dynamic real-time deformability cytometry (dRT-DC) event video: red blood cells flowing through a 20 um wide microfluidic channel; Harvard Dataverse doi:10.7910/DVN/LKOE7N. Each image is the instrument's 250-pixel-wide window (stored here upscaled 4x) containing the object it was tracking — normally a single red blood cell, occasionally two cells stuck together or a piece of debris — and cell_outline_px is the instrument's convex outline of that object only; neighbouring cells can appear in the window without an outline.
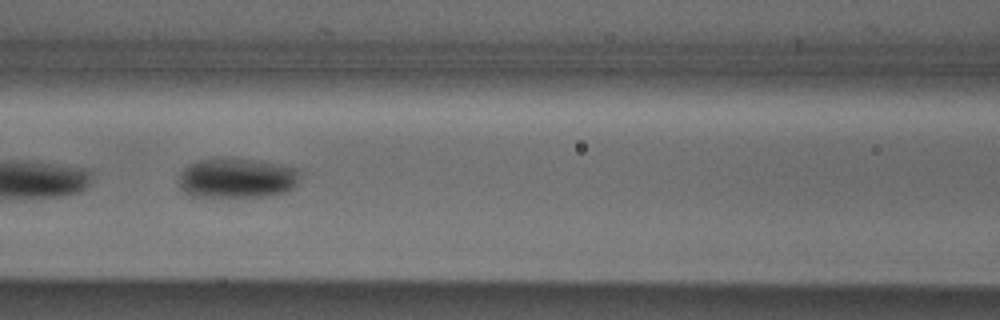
{"species": "Egyptian fruit bat (a non-hibernating species)", "species_latin": "Rousettus aegyptiacus", "temperature_condition": "cold", "stored_images_in_passage": 6, "camera_frame_rate_fps": 3000, "um_per_image_px": 0.085, "animal": {"sex": "male"}, "frame": {"image": 1, "passage_image": 6, "time_ms": 6.0, "image_size_px": [1000, 320], "cell_outline_px": [[300, 172], [296, 184], [288, 192], [268, 196], [192, 196], [184, 192], [180, 188], [180, 172], [188, 164], [196, 160], [220, 156], [252, 160], [300, 168]], "centroid_in_image_um": [20.12, 15.11], "position_along_channel_um": 146.5, "area_um2": 28.5}}